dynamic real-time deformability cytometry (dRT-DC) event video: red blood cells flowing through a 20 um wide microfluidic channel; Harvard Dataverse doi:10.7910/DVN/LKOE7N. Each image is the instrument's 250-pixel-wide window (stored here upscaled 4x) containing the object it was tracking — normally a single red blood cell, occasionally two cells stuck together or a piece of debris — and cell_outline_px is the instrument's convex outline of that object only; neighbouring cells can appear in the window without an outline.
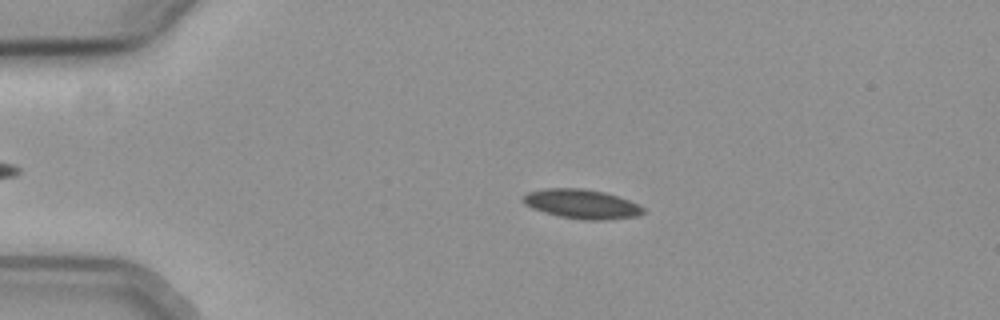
{"species": "common noctule bat (a hibernating species)", "species_latin": "Nyctalus noctula", "temperature_condition": "cold", "stored_images_in_passage": 13, "camera_frame_rate_fps": 3000, "um_per_image_px": 0.085, "animal": {"sex": "female", "body_mass_g": 19.3, "forearm_length_mm": 54.1}, "frame": {"image": 1, "passage_image": 4, "time_ms": 1.0, "image_size_px": [1000, 320], "cell_outline_px": [[644, 212], [636, 216], [600, 220], [584, 220], [560, 216], [544, 212], [532, 208], [524, 204], [520, 200], [528, 192], [544, 188], [584, 188], [604, 192], [640, 204], [644, 208]], "centroid_in_image_um": [49.42, 17.33], "position_along_channel_um": 35.6, "area_um2": 20.46}}
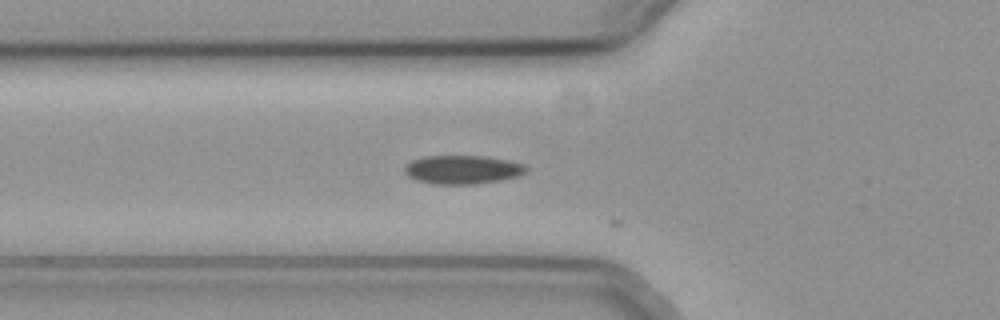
{"frame": {"image": 2, "passage_image": 12, "time_ms": 3.667, "image_size_px": [1000, 320], "cell_outline_px": [[528, 172], [516, 176], [500, 180], [476, 184], [432, 184], [416, 180], [408, 176], [404, 172], [404, 168], [412, 160], [428, 156], [484, 156], [508, 160], [524, 164], [528, 168]], "centroid_in_image_um": [39.33, 14.42], "position_along_channel_um": 86.5, "area_um2": 20.29}}